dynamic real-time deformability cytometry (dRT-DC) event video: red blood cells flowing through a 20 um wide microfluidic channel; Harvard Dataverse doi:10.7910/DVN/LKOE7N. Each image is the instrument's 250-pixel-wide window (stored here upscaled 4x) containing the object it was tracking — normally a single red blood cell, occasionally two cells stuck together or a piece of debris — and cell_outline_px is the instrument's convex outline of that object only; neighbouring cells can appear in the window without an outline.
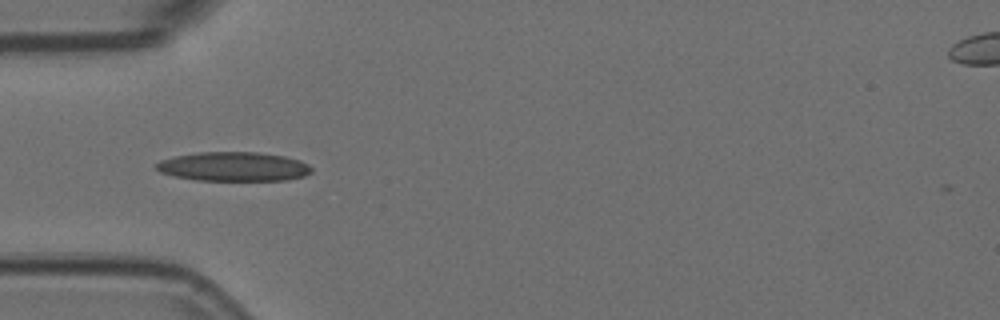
{"species": "Egyptian fruit bat (a non-hibernating species)", "species_latin": "Rousettus aegyptiacus", "temperature_condition": "room temperature", "stored_images_in_passage": 22, "camera_frame_rate_fps": 3000, "um_per_image_px": 0.085, "animal": {"sex": "female"}, "frame": {"image": 1, "passage_image": 1, "time_ms": 0.0, "image_size_px": [1000, 320], "cell_outline_px": [[312, 172], [304, 176], [288, 180], [196, 180], [172, 176], [160, 172], [156, 168], [156, 164], [160, 160], [176, 156], [200, 152], [256, 152], [284, 156], [300, 160], [308, 164], [312, 168]], "centroid_in_image_um": [19.87, 14.16], "position_along_channel_um": 65.1, "area_um2": 26.41}}
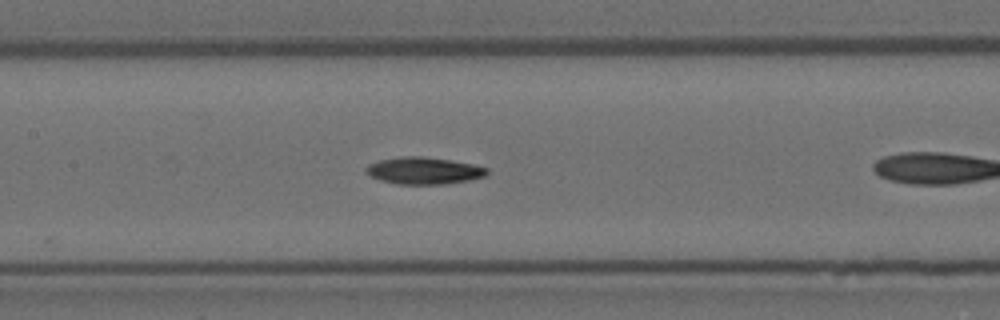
{"frame": {"image": 2, "passage_image": 6, "time_ms": 1.667, "image_size_px": [1000, 320], "cell_outline_px": [[488, 172], [484, 176], [468, 180], [444, 184], [396, 184], [380, 180], [372, 176], [364, 168], [380, 160], [404, 156], [420, 156], [448, 160], [472, 164], [488, 168]], "centroid_in_image_um": [36.04, 14.51], "position_along_channel_um": 171.4, "area_um2": 18.61}}
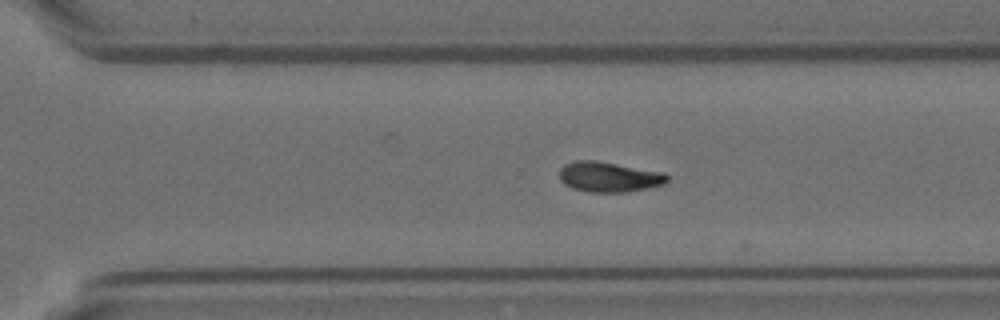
{"frame": {"image": 3, "passage_image": 18, "time_ms": 5.667, "image_size_px": [1000, 320], "cell_outline_px": [[668, 180], [664, 184], [648, 188], [624, 192], [588, 192], [572, 188], [564, 184], [560, 180], [560, 168], [564, 164], [576, 160], [596, 160], [664, 172], [668, 176]], "centroid_in_image_um": [51.75, 15.03], "position_along_channel_um": 318.9, "area_um2": 19.07}}